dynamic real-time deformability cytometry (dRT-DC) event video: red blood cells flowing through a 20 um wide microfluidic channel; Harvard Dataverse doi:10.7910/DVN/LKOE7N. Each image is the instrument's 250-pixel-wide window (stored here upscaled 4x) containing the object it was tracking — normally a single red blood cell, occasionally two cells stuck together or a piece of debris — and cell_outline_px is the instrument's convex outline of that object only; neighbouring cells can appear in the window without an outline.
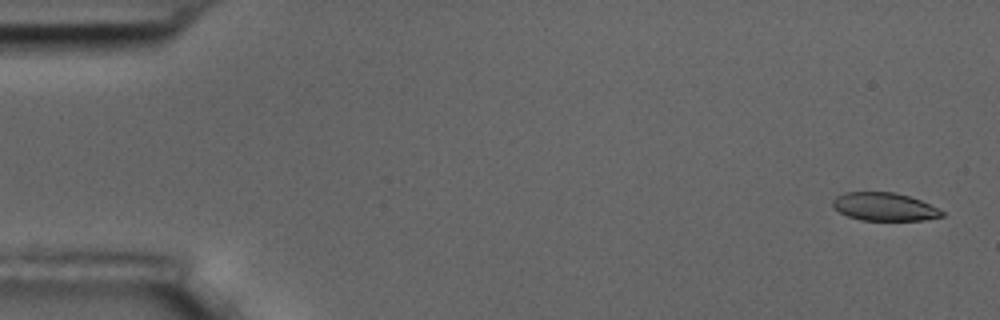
{"species": "common noctule bat (a hibernating species)", "species_latin": "Nyctalus noctula", "temperature_condition": "room temperature", "stored_images_in_passage": 56, "camera_frame_rate_fps": 3000, "um_per_image_px": 0.085, "animal": {"sex": "male", "body_mass_g": 17.5, "forearm_length_mm": 52.3}, "frame": {"image": 1, "passage_image": 2, "time_ms": 0.333, "image_size_px": [1000, 320], "cell_outline_px": [[944, 216], [924, 220], [860, 220], [848, 216], [832, 208], [832, 200], [836, 196], [844, 192], [896, 192], [920, 200], [944, 212]], "centroid_in_image_um": [75.12, 17.57], "position_along_channel_um": 9.9, "area_um2": 17.86}}
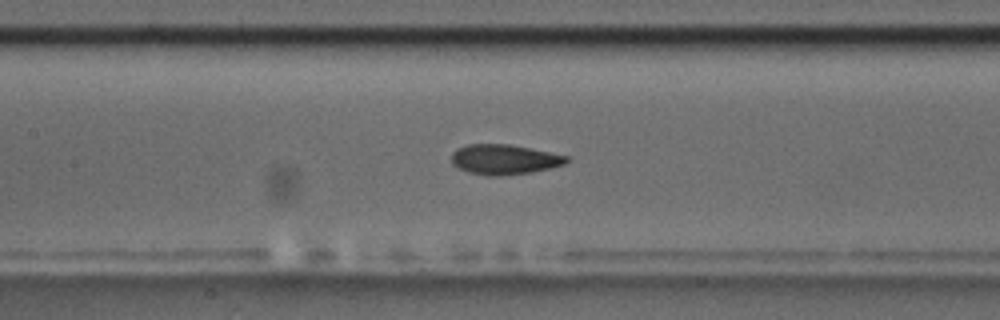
{"frame": {"image": 2, "passage_image": 26, "time_ms": 8.333, "image_size_px": [1000, 320], "cell_outline_px": [[572, 160], [564, 164], [552, 168], [532, 172], [500, 176], [488, 176], [468, 172], [452, 164], [452, 152], [456, 148], [468, 144], [508, 144], [568, 156]], "centroid_in_image_um": [42.87, 13.56], "position_along_channel_um": 164.5, "area_um2": 20.17}}
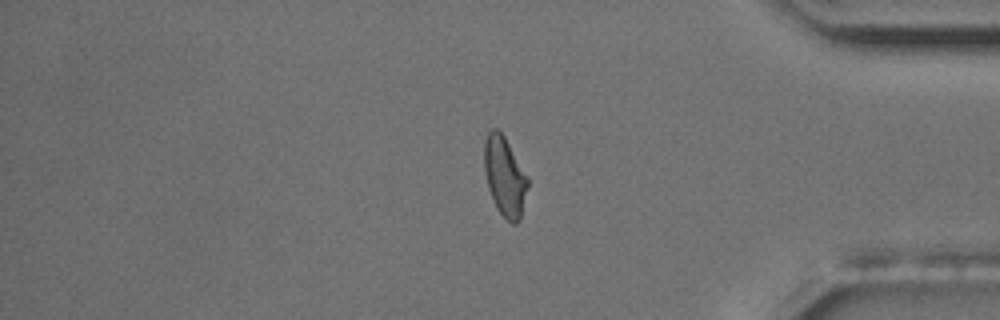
{"frame": {"image": 3, "passage_image": 47, "time_ms": 15.333, "image_size_px": [1000, 320], "cell_outline_px": [[528, 184], [520, 220], [516, 224], [512, 224], [496, 208], [488, 188], [484, 168], [484, 140], [488, 132], [492, 128], [496, 128], [504, 136], [528, 176]], "centroid_in_image_um": [42.89, 14.99], "position_along_channel_um": 392.3, "area_um2": 20.06}, "authors_computed_cell_mechanics": {"area_um2": 20.1144, "velocity_mm_per_s": 3.5983, "shape_relaxation_time_tau1_ms": 5.5516, "shape_relaxation_time_tau2_ms": 2.2396, "deformation_change_tau1": 0.1482, "deformation_change_tau2": 0.0643}}